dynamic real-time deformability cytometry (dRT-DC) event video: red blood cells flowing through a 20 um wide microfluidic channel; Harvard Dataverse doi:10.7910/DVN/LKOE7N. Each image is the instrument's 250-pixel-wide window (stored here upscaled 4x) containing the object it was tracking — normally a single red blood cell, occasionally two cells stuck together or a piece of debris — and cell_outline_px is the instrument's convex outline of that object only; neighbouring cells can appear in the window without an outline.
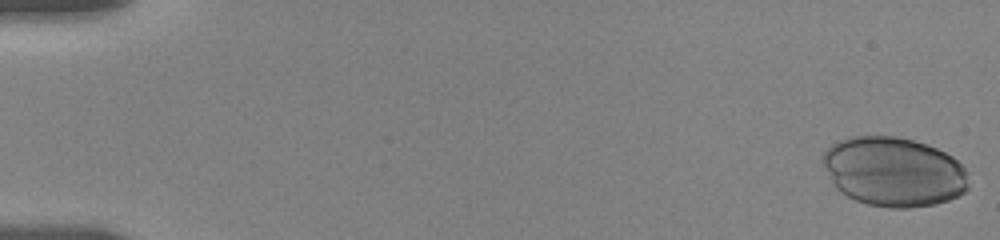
{"species": "human", "species_latin": "Homo sapiens", "temperature_condition": "room temperature", "stored_images_in_passage": 32, "camera_frame_rate_fps": 3000, "um_per_image_px": 0.085, "donor": {"sex": "female"}, "frame": {"image": 1, "passage_image": 1, "time_ms": 0.0, "image_size_px": [1000, 240], "cell_outline_px": [[968, 188], [964, 192], [948, 200], [936, 204], [908, 208], [888, 208], [868, 204], [856, 200], [840, 192], [832, 184], [820, 160], [824, 152], [832, 144], [848, 136], [896, 136], [912, 140], [936, 148], [952, 156], [968, 172]], "centroid_in_image_um": [75.94, 14.6], "position_along_channel_um": 9.1, "area_um2": 59.25}}